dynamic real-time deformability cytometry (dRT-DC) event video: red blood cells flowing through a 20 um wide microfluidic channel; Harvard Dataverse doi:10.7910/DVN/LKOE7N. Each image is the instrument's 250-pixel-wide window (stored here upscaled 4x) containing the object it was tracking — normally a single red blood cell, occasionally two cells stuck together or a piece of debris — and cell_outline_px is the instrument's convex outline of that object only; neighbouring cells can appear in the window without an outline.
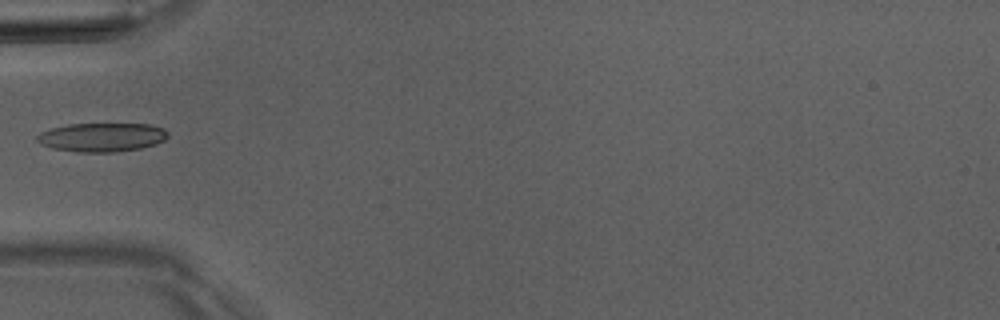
{"species": "Egyptian fruit bat (a non-hibernating species)", "species_latin": "Rousettus aegyptiacus", "temperature_condition": "room temperature", "stored_images_in_passage": 2, "camera_frame_rate_fps": 3000, "um_per_image_px": 0.085, "animal": {"sex": "male"}, "frame": {"image": 1, "passage_image": 1, "time_ms": 0.0, "image_size_px": [1000, 320], "cell_outline_px": [[168, 136], [164, 140], [156, 144], [140, 148], [116, 152], [76, 152], [52, 148], [40, 144], [36, 140], [36, 136], [40, 132], [52, 128], [68, 124], [152, 124], [164, 128], [168, 132]], "centroid_in_image_um": [8.66, 11.66], "position_along_channel_um": 76.3, "area_um2": 22.14}}